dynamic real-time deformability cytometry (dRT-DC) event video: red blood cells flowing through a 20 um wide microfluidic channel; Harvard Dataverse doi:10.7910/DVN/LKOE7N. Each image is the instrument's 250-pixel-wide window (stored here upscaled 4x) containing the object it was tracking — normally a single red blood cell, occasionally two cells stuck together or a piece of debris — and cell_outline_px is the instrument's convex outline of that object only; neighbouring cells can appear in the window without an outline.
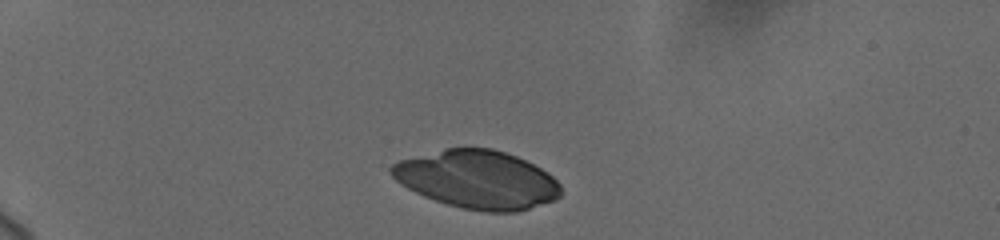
{"species": "human", "species_latin": "Homo sapiens", "temperature_condition": "cold", "stored_images_in_passage": 5, "camera_frame_rate_fps": 3000, "um_per_image_px": 0.085, "donor": {"sex": "female"}, "frame": {"image": 1, "passage_image": 1, "time_ms": 0.0, "image_size_px": [1000, 240], "cell_outline_px": [[560, 196], [556, 200], [516, 212], [484, 212], [460, 208], [424, 196], [400, 184], [388, 172], [388, 168], [392, 164], [400, 160], [444, 148], [492, 148], [516, 156], [548, 172], [560, 184]], "centroid_in_image_um": [40.56, 15.26], "position_along_channel_um": 44.4, "area_um2": 57.45}}